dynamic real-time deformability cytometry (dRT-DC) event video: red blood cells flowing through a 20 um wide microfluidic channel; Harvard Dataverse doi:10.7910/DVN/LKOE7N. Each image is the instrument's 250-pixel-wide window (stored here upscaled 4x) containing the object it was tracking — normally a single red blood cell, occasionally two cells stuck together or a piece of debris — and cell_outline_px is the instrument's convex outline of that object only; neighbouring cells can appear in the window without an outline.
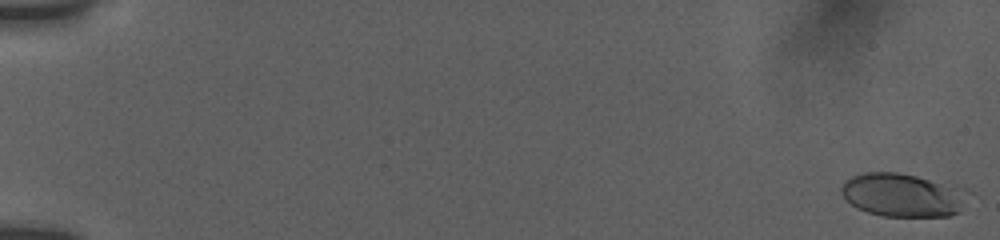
{"species": "human", "species_latin": "Homo sapiens", "temperature_condition": "room temperature", "stored_images_in_passage": 80, "camera_frame_rate_fps": 3000, "um_per_image_px": 0.085, "donor": {"sex": "female"}, "frame": {"image": 1, "passage_image": 3, "time_ms": 0.333, "image_size_px": [1000, 240], "cell_outline_px": [[972, 192], [960, 212], [948, 216], [884, 216], [868, 212], [856, 208], [840, 192], [840, 188], [844, 180], [852, 176], [864, 172], [896, 172], [956, 184]], "centroid_in_image_um": [76.81, 16.56], "position_along_channel_um": 8.2, "area_um2": 32.66}}
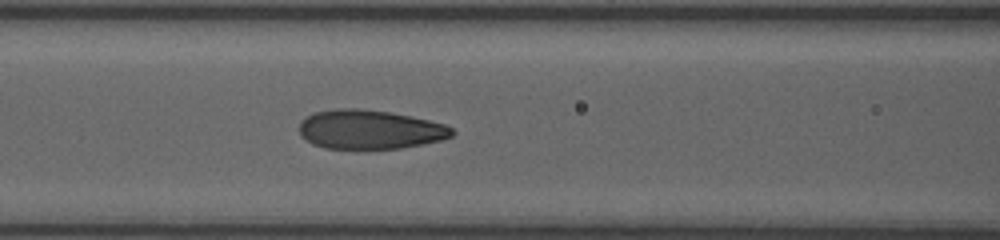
{"frame": {"image": 2, "passage_image": 48, "time_ms": 8.667, "image_size_px": [1000, 240], "cell_outline_px": [[456, 132], [452, 136], [440, 140], [424, 144], [400, 148], [324, 148], [312, 144], [300, 136], [300, 120], [316, 112], [336, 108], [356, 108], [392, 112], [412, 116], [444, 124], [452, 128]], "centroid_in_image_um": [31.43, 11.0], "position_along_channel_um": 135.2, "area_um2": 34.85}}
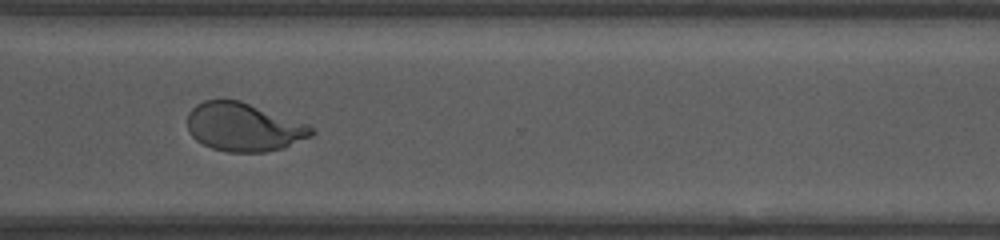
{"frame": {"image": 3, "passage_image": 79, "time_ms": 14.333, "image_size_px": [1000, 240], "cell_outline_px": [[316, 132], [312, 136], [284, 148], [264, 152], [228, 152], [212, 148], [196, 140], [188, 132], [188, 112], [196, 104], [204, 100], [240, 100], [308, 124]], "centroid_in_image_um": [20.72, 10.8], "position_along_channel_um": 349.9, "area_um2": 35.08}}